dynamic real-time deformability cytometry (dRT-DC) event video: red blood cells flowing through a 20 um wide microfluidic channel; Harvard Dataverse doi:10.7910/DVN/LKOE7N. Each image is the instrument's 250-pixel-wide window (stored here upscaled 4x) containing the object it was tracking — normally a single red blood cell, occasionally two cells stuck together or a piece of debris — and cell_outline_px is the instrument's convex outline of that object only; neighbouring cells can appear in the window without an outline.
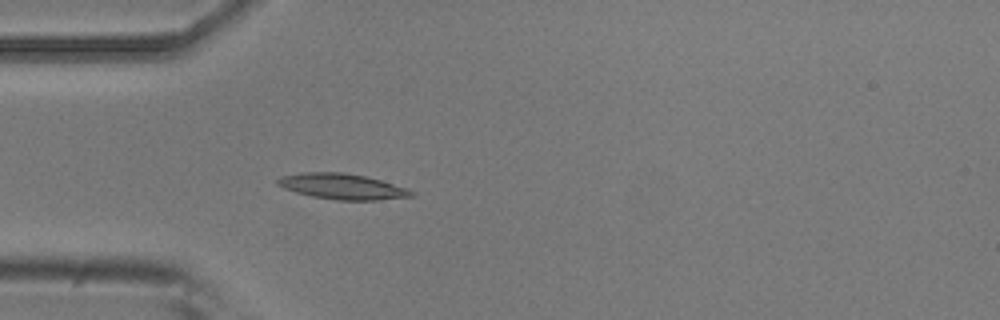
{"species": "common noctule bat (a hibernating species)", "species_latin": "Nyctalus noctula", "temperature_condition": "room temperature", "stored_images_in_passage": 4, "camera_frame_rate_fps": 3000, "um_per_image_px": 0.085, "animal": {"sex": "male", "body_mass_g": 20.5, "forearm_length_mm": 52.5}, "frame": {"image": 1, "passage_image": 4, "time_ms": 1.0, "image_size_px": [1000, 320], "cell_outline_px": [[416, 192], [412, 196], [376, 200], [336, 200], [312, 196], [296, 192], [284, 188], [276, 184], [276, 180], [280, 176], [300, 172], [344, 172], [364, 176], [380, 180], [408, 188]], "centroid_in_image_um": [29.07, 15.84], "position_along_channel_um": 55.9, "area_um2": 20.0}}